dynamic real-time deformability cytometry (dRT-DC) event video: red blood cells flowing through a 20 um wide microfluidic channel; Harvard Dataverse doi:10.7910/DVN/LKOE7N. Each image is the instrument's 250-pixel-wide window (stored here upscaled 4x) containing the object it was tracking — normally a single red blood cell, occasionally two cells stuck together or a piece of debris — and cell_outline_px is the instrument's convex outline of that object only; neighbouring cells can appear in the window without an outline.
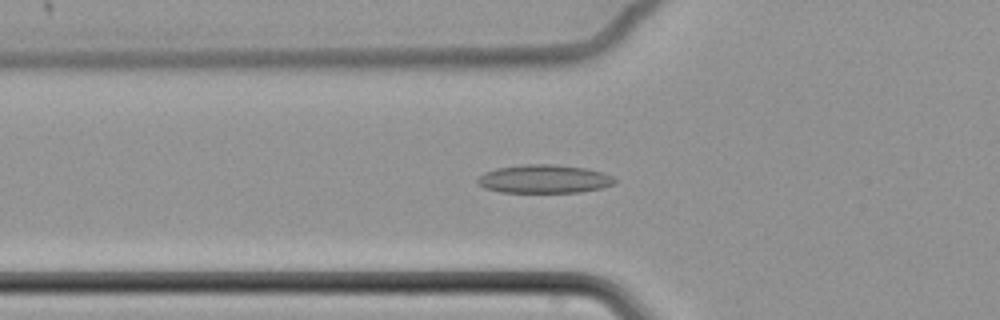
{"species": "common noctule bat (a hibernating species)", "species_latin": "Nyctalus noctula", "temperature_condition": "cold", "stored_images_in_passage": 65, "camera_frame_rate_fps": 3000, "um_per_image_px": 0.085, "animal": {"sex": "female", "body_mass_g": 22.7, "forearm_length_mm": 54.2}, "frame": {"image": 1, "passage_image": 26, "time_ms": 8.333, "image_size_px": [1000, 320], "cell_outline_px": [[616, 184], [604, 188], [580, 192], [500, 192], [484, 188], [476, 180], [484, 172], [496, 168], [524, 164], [556, 164], [588, 168], [604, 172], [612, 176], [616, 180]], "centroid_in_image_um": [46.31, 15.2], "position_along_channel_um": 79.5, "area_um2": 23.0}}
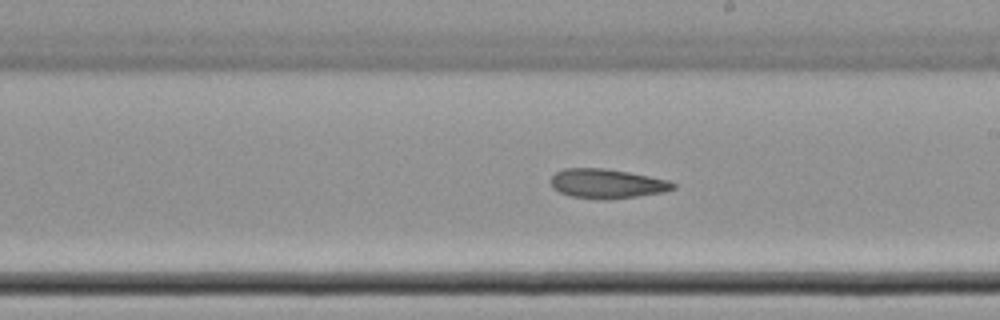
{"frame": {"image": 2, "passage_image": 40, "time_ms": 13.0, "image_size_px": [1000, 320], "cell_outline_px": [[676, 188], [664, 192], [636, 196], [604, 200], [596, 200], [568, 196], [552, 188], [552, 176], [556, 172], [564, 168], [604, 168], [628, 172], [668, 180], [676, 184]], "centroid_in_image_um": [51.57, 15.62], "position_along_channel_um": 237.4, "area_um2": 21.04}}
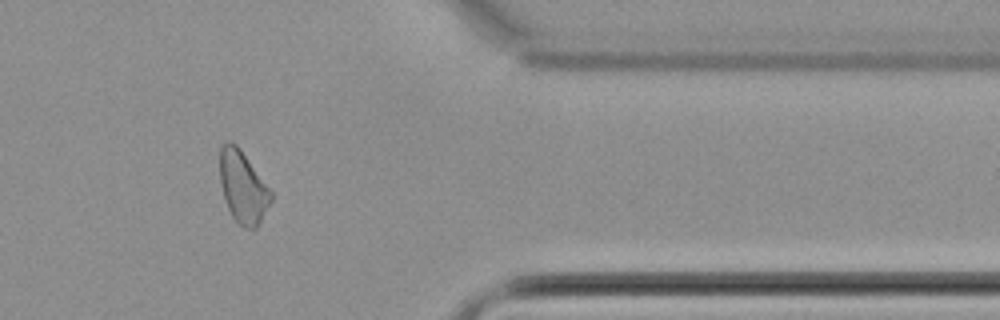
{"frame": {"image": 3, "passage_image": 55, "time_ms": 18.0, "image_size_px": [1000, 320], "cell_outline_px": [[272, 200], [260, 224], [256, 228], [244, 228], [232, 216], [224, 200], [220, 180], [220, 148], [228, 140], [232, 140], [240, 148], [272, 192]], "centroid_in_image_um": [20.65, 15.9], "position_along_channel_um": 390.8, "area_um2": 21.44}, "authors_computed_cell_mechanics": {"area_um2": 22.4264, "velocity_mm_per_s": 3.3965, "shape_relaxation_time_tau1_ms": null, "shape_relaxation_time_tau2_ms": 7.3397, "deformation_change_tau1": null, "deformation_change_tau2": 0.1392}}